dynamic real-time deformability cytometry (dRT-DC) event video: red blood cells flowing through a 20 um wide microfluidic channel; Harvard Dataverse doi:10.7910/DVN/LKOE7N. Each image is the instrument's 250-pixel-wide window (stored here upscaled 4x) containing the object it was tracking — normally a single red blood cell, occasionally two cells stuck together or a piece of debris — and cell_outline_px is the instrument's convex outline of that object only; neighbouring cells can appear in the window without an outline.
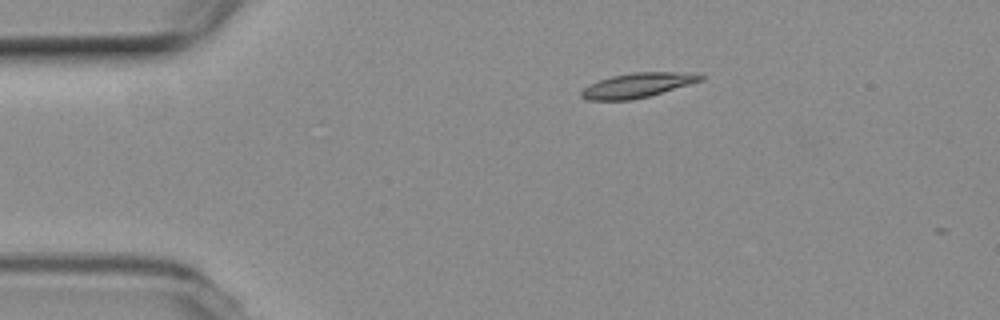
{"species": "common noctule bat (a hibernating species)", "species_latin": "Nyctalus noctula", "temperature_condition": "room temperature", "stored_images_in_passage": 5, "camera_frame_rate_fps": 3000, "um_per_image_px": 0.085, "animal": {"sex": "female", "body_mass_g": 19.3, "forearm_length_mm": 54.1}, "frame": {"image": 1, "passage_image": 1, "time_ms": 0.0, "image_size_px": [1000, 320], "cell_outline_px": [[704, 80], [648, 96], [628, 100], [584, 100], [580, 96], [580, 92], [584, 88], [600, 80], [612, 76], [632, 72], [696, 72], [704, 76]], "centroid_in_image_um": [54.22, 7.24], "position_along_channel_um": 30.8, "area_um2": 17.05}}